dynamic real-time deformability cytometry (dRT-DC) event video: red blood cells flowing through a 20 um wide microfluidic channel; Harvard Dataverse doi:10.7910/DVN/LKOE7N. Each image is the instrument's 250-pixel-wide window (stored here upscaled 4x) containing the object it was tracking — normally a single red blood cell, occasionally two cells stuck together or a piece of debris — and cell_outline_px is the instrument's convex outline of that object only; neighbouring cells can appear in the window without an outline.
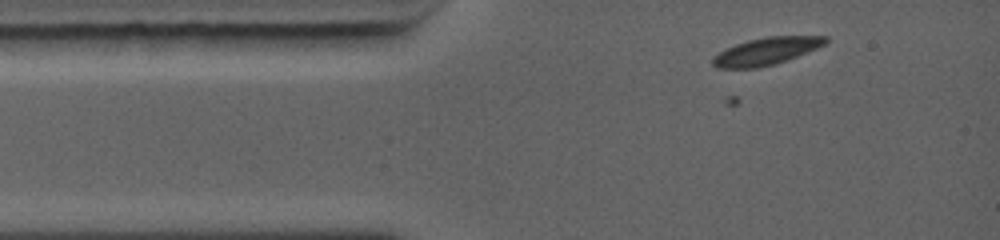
{"species": "common noctule bat (a hibernating species)", "species_latin": "Nyctalus noctula", "temperature_condition": "warm", "stored_images_in_passage": 2, "camera_frame_rate_fps": 5000, "um_per_image_px": 0.085, "animal": {"sex": "female", "body_mass_g": 19.0, "forearm_length_mm": 56.7}, "frame": {"image": 1, "passage_image": 1, "time_ms": 0.0, "image_size_px": [1000, 240], "cell_outline_px": [[828, 40], [824, 44], [816, 48], [788, 60], [776, 64], [756, 68], [716, 68], [712, 64], [712, 56], [736, 44], [748, 40], [768, 36], [828, 36]], "centroid_in_image_um": [65.12, 4.36], "position_along_channel_um": 19.9, "area_um2": 17.86}}